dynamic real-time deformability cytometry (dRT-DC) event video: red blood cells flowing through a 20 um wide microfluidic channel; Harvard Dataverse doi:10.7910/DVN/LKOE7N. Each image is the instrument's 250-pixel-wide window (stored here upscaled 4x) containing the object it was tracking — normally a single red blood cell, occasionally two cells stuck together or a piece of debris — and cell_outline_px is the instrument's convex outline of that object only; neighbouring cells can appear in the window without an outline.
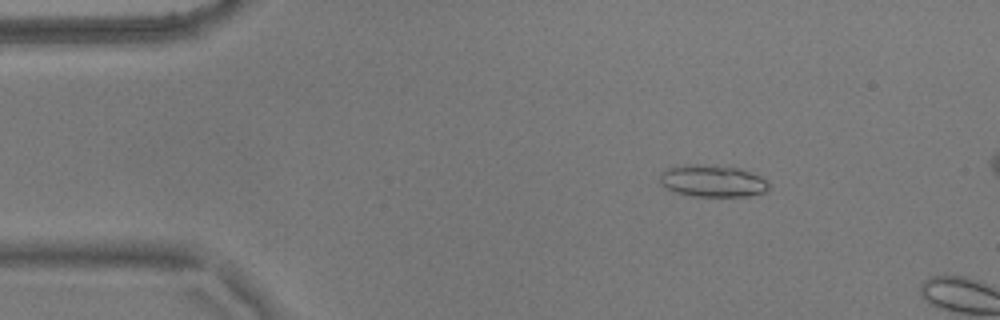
{"species": "common noctule bat (a hibernating species)", "species_latin": "Nyctalus noctula", "temperature_condition": "warm", "stored_images_in_passage": 11, "camera_frame_rate_fps": 3000, "um_per_image_px": 0.085, "animal": {"sex": "male", "body_mass_g": 17.9}, "frame": {"image": 1, "passage_image": 8, "time_ms": 2.333, "image_size_px": [1000, 320], "cell_outline_px": [[772, 184], [764, 192], [748, 196], [692, 196], [676, 192], [660, 184], [660, 172], [664, 168], [684, 164], [700, 164], [740, 168], [752, 172], [760, 176]], "centroid_in_image_um": [60.56, 15.37], "position_along_channel_um": 24.4, "area_um2": 20.52}}